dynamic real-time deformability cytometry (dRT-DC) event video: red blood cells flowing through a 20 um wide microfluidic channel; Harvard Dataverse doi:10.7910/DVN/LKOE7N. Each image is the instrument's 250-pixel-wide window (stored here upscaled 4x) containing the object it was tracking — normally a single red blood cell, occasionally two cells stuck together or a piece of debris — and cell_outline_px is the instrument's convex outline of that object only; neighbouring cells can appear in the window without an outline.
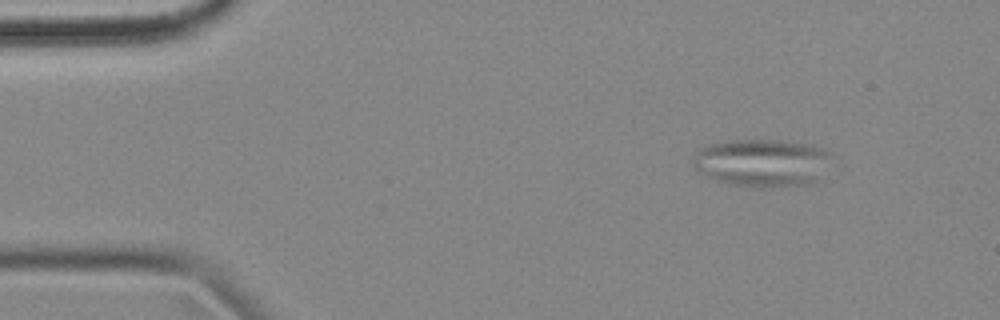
{"species": "common noctule bat (a hibernating species)", "species_latin": "Nyctalus noctula", "temperature_condition": "cold", "stored_images_in_passage": 6, "camera_frame_rate_fps": 3000, "um_per_image_px": 0.085, "animal": {"sex": "female", "body_mass_g": 18.4}, "frame": {"image": 1, "passage_image": 1, "time_ms": 0.0, "image_size_px": [1000, 320], "cell_outline_px": [[828, 152], [816, 180], [812, 184], [760, 188], [728, 184], [716, 180], [708, 176], [696, 168], [692, 164], [696, 152], [700, 148], [708, 144], [728, 140], [780, 140], [812, 144]], "centroid_in_image_um": [64.68, 13.83], "position_along_channel_um": 20.3, "area_um2": 37.92}}
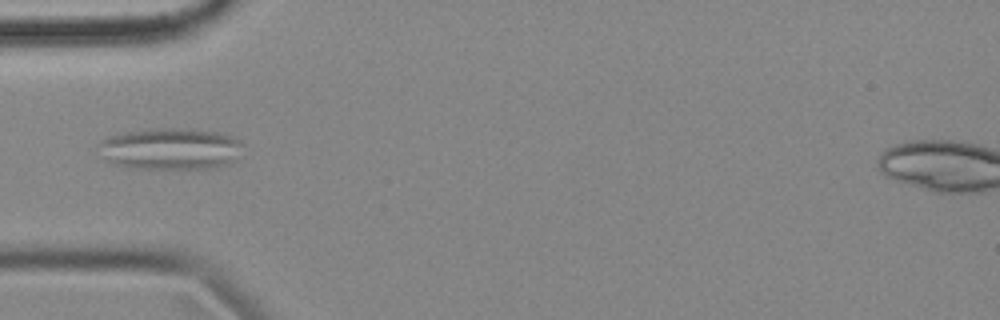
{"frame": {"image": 2, "passage_image": 4, "time_ms": 1.0, "image_size_px": [1000, 320], "cell_outline_px": [[244, 144], [236, 160], [228, 164], [212, 168], [128, 168], [112, 164], [104, 160], [100, 156], [100, 140], [124, 132], [148, 128], [196, 128], [220, 132], [236, 136]], "centroid_in_image_um": [14.52, 12.63], "position_along_channel_um": 70.5, "area_um2": 35.78}}